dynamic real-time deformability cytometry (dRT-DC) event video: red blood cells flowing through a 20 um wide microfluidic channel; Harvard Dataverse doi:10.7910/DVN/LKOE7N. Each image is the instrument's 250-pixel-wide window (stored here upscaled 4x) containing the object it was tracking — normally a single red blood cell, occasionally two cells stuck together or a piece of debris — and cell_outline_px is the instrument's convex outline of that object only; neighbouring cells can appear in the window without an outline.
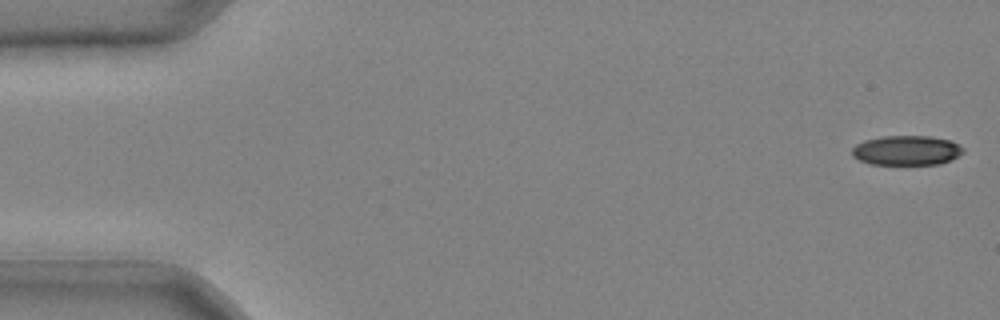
{"species": "common noctule bat (a hibernating species)", "species_latin": "Nyctalus noctula", "temperature_condition": "cold", "stored_images_in_passage": 13, "camera_frame_rate_fps": 3000, "um_per_image_px": 0.085, "animal": {"sex": "male", "body_mass_g": 20.4}, "frame": {"image": 1, "passage_image": 1, "time_ms": 0.0, "image_size_px": [1000, 320], "cell_outline_px": [[964, 152], [940, 164], [872, 164], [860, 160], [852, 156], [852, 148], [856, 144], [864, 140], [884, 136], [928, 136], [952, 140], [964, 148]], "centroid_in_image_um": [77.05, 12.77], "position_along_channel_um": 7.9, "area_um2": 19.13}}
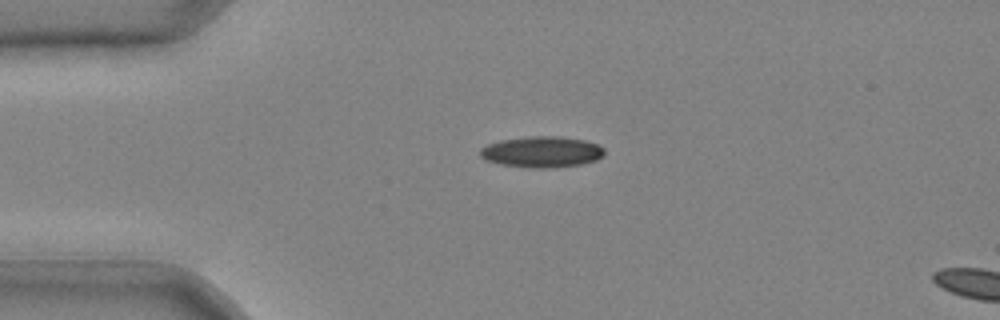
{"frame": {"image": 2, "passage_image": 10, "time_ms": 3.0, "image_size_px": [1000, 320], "cell_outline_px": [[604, 156], [596, 160], [580, 164], [556, 168], [528, 168], [500, 164], [488, 160], [480, 156], [480, 148], [488, 144], [500, 140], [532, 136], [560, 136], [584, 140], [596, 144], [604, 148]], "centroid_in_image_um": [46.06, 12.91], "position_along_channel_um": 38.9, "area_um2": 22.54}}